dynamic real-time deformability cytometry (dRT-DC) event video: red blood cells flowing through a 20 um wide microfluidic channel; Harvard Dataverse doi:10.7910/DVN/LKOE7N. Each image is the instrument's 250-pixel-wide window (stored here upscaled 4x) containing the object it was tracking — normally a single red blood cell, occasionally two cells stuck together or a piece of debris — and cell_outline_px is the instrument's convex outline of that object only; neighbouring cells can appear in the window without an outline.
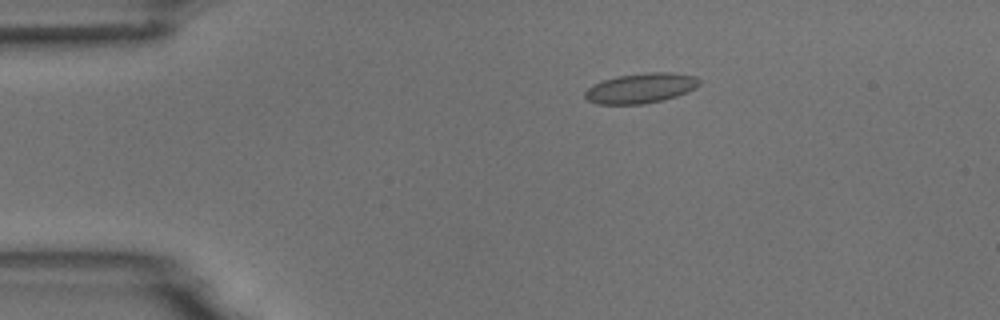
{"species": "common noctule bat (a hibernating species)", "species_latin": "Nyctalus noctula", "temperature_condition": "room temperature", "stored_images_in_passage": 4, "camera_frame_rate_fps": 3000, "um_per_image_px": 0.085, "animal": {"sex": "male", "body_mass_g": 18.8}, "frame": {"image": 1, "passage_image": 3, "time_ms": 2.333, "image_size_px": [1000, 320], "cell_outline_px": [[700, 84], [696, 88], [688, 92], [664, 100], [644, 104], [596, 104], [588, 100], [584, 96], [584, 92], [588, 88], [604, 80], [616, 76], [644, 72], [672, 72], [696, 76], [700, 80]], "centroid_in_image_um": [54.5, 7.49], "position_along_channel_um": 30.5, "area_um2": 20.17}}